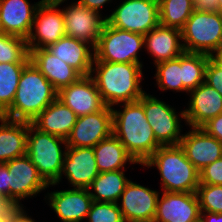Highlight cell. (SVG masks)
I'll use <instances>...</instances> for the list:
<instances>
[{"label": "cell", "mask_w": 222, "mask_h": 222, "mask_svg": "<svg viewBox=\"0 0 222 222\" xmlns=\"http://www.w3.org/2000/svg\"><path fill=\"white\" fill-rule=\"evenodd\" d=\"M119 106L122 110L112 107V133L134 160L142 165L161 146L147 122L143 96L137 101L121 103Z\"/></svg>", "instance_id": "1"}, {"label": "cell", "mask_w": 222, "mask_h": 222, "mask_svg": "<svg viewBox=\"0 0 222 222\" xmlns=\"http://www.w3.org/2000/svg\"><path fill=\"white\" fill-rule=\"evenodd\" d=\"M143 65L94 61L90 76L106 106L139 100L146 92L142 89Z\"/></svg>", "instance_id": "2"}, {"label": "cell", "mask_w": 222, "mask_h": 222, "mask_svg": "<svg viewBox=\"0 0 222 222\" xmlns=\"http://www.w3.org/2000/svg\"><path fill=\"white\" fill-rule=\"evenodd\" d=\"M58 95V91L30 61L23 69L12 105L3 117L31 122Z\"/></svg>", "instance_id": "3"}, {"label": "cell", "mask_w": 222, "mask_h": 222, "mask_svg": "<svg viewBox=\"0 0 222 222\" xmlns=\"http://www.w3.org/2000/svg\"><path fill=\"white\" fill-rule=\"evenodd\" d=\"M141 166L156 167L162 191L192 193L199 186V171L180 145L160 146Z\"/></svg>", "instance_id": "4"}, {"label": "cell", "mask_w": 222, "mask_h": 222, "mask_svg": "<svg viewBox=\"0 0 222 222\" xmlns=\"http://www.w3.org/2000/svg\"><path fill=\"white\" fill-rule=\"evenodd\" d=\"M67 147L65 139L39 131L28 122L26 154L48 184L60 178Z\"/></svg>", "instance_id": "5"}, {"label": "cell", "mask_w": 222, "mask_h": 222, "mask_svg": "<svg viewBox=\"0 0 222 222\" xmlns=\"http://www.w3.org/2000/svg\"><path fill=\"white\" fill-rule=\"evenodd\" d=\"M185 52L213 56L222 51V13L193 11L181 29Z\"/></svg>", "instance_id": "6"}, {"label": "cell", "mask_w": 222, "mask_h": 222, "mask_svg": "<svg viewBox=\"0 0 222 222\" xmlns=\"http://www.w3.org/2000/svg\"><path fill=\"white\" fill-rule=\"evenodd\" d=\"M144 48V35L104 24L96 44L94 61L142 64L139 51Z\"/></svg>", "instance_id": "7"}, {"label": "cell", "mask_w": 222, "mask_h": 222, "mask_svg": "<svg viewBox=\"0 0 222 222\" xmlns=\"http://www.w3.org/2000/svg\"><path fill=\"white\" fill-rule=\"evenodd\" d=\"M106 22L117 29L145 35L160 24L158 0H124Z\"/></svg>", "instance_id": "8"}, {"label": "cell", "mask_w": 222, "mask_h": 222, "mask_svg": "<svg viewBox=\"0 0 222 222\" xmlns=\"http://www.w3.org/2000/svg\"><path fill=\"white\" fill-rule=\"evenodd\" d=\"M143 108L156 141L161 146L179 145L183 136L180 123L182 119L185 121L184 110L178 113L171 105L149 93L143 95Z\"/></svg>", "instance_id": "9"}, {"label": "cell", "mask_w": 222, "mask_h": 222, "mask_svg": "<svg viewBox=\"0 0 222 222\" xmlns=\"http://www.w3.org/2000/svg\"><path fill=\"white\" fill-rule=\"evenodd\" d=\"M4 164L9 171V202L12 205L23 206L21 200L37 196L49 188L27 154Z\"/></svg>", "instance_id": "10"}, {"label": "cell", "mask_w": 222, "mask_h": 222, "mask_svg": "<svg viewBox=\"0 0 222 222\" xmlns=\"http://www.w3.org/2000/svg\"><path fill=\"white\" fill-rule=\"evenodd\" d=\"M59 5L43 0L38 6L27 40L29 51L47 48L66 35L62 9Z\"/></svg>", "instance_id": "11"}, {"label": "cell", "mask_w": 222, "mask_h": 222, "mask_svg": "<svg viewBox=\"0 0 222 222\" xmlns=\"http://www.w3.org/2000/svg\"><path fill=\"white\" fill-rule=\"evenodd\" d=\"M71 3L62 9L66 36L87 42L95 48L106 18L77 1Z\"/></svg>", "instance_id": "12"}, {"label": "cell", "mask_w": 222, "mask_h": 222, "mask_svg": "<svg viewBox=\"0 0 222 222\" xmlns=\"http://www.w3.org/2000/svg\"><path fill=\"white\" fill-rule=\"evenodd\" d=\"M159 195L158 191L130 180L118 203L125 222H153Z\"/></svg>", "instance_id": "13"}, {"label": "cell", "mask_w": 222, "mask_h": 222, "mask_svg": "<svg viewBox=\"0 0 222 222\" xmlns=\"http://www.w3.org/2000/svg\"><path fill=\"white\" fill-rule=\"evenodd\" d=\"M112 134V108L77 117L70 135L66 138L68 147H94Z\"/></svg>", "instance_id": "14"}, {"label": "cell", "mask_w": 222, "mask_h": 222, "mask_svg": "<svg viewBox=\"0 0 222 222\" xmlns=\"http://www.w3.org/2000/svg\"><path fill=\"white\" fill-rule=\"evenodd\" d=\"M99 173L93 147H67L60 178L49 186L60 184L64 175L70 187L88 188Z\"/></svg>", "instance_id": "15"}, {"label": "cell", "mask_w": 222, "mask_h": 222, "mask_svg": "<svg viewBox=\"0 0 222 222\" xmlns=\"http://www.w3.org/2000/svg\"><path fill=\"white\" fill-rule=\"evenodd\" d=\"M153 222H195L201 217L196 192L163 191Z\"/></svg>", "instance_id": "16"}, {"label": "cell", "mask_w": 222, "mask_h": 222, "mask_svg": "<svg viewBox=\"0 0 222 222\" xmlns=\"http://www.w3.org/2000/svg\"><path fill=\"white\" fill-rule=\"evenodd\" d=\"M57 98L71 108L77 117L101 111L106 107L90 75L81 76L76 82L61 88Z\"/></svg>", "instance_id": "17"}, {"label": "cell", "mask_w": 222, "mask_h": 222, "mask_svg": "<svg viewBox=\"0 0 222 222\" xmlns=\"http://www.w3.org/2000/svg\"><path fill=\"white\" fill-rule=\"evenodd\" d=\"M61 222H82L90 211L93 199L88 188H70L48 192L45 200Z\"/></svg>", "instance_id": "18"}, {"label": "cell", "mask_w": 222, "mask_h": 222, "mask_svg": "<svg viewBox=\"0 0 222 222\" xmlns=\"http://www.w3.org/2000/svg\"><path fill=\"white\" fill-rule=\"evenodd\" d=\"M179 145L187 159L200 171L222 157V143L201 127H190Z\"/></svg>", "instance_id": "19"}, {"label": "cell", "mask_w": 222, "mask_h": 222, "mask_svg": "<svg viewBox=\"0 0 222 222\" xmlns=\"http://www.w3.org/2000/svg\"><path fill=\"white\" fill-rule=\"evenodd\" d=\"M188 93L190 101L184 114L185 123L189 127H202L222 113V95L207 83H201Z\"/></svg>", "instance_id": "20"}, {"label": "cell", "mask_w": 222, "mask_h": 222, "mask_svg": "<svg viewBox=\"0 0 222 222\" xmlns=\"http://www.w3.org/2000/svg\"><path fill=\"white\" fill-rule=\"evenodd\" d=\"M42 1L31 5L28 0H0V32L27 39Z\"/></svg>", "instance_id": "21"}, {"label": "cell", "mask_w": 222, "mask_h": 222, "mask_svg": "<svg viewBox=\"0 0 222 222\" xmlns=\"http://www.w3.org/2000/svg\"><path fill=\"white\" fill-rule=\"evenodd\" d=\"M144 48L154 65L177 58L184 52L181 30L159 24L144 35Z\"/></svg>", "instance_id": "22"}, {"label": "cell", "mask_w": 222, "mask_h": 222, "mask_svg": "<svg viewBox=\"0 0 222 222\" xmlns=\"http://www.w3.org/2000/svg\"><path fill=\"white\" fill-rule=\"evenodd\" d=\"M46 49L73 67L81 76L91 74L95 59V50L91 44L65 35Z\"/></svg>", "instance_id": "23"}, {"label": "cell", "mask_w": 222, "mask_h": 222, "mask_svg": "<svg viewBox=\"0 0 222 222\" xmlns=\"http://www.w3.org/2000/svg\"><path fill=\"white\" fill-rule=\"evenodd\" d=\"M30 61L57 91L81 77L73 67L54 56L46 48L30 50Z\"/></svg>", "instance_id": "24"}, {"label": "cell", "mask_w": 222, "mask_h": 222, "mask_svg": "<svg viewBox=\"0 0 222 222\" xmlns=\"http://www.w3.org/2000/svg\"><path fill=\"white\" fill-rule=\"evenodd\" d=\"M77 120L74 111L56 98L30 123L39 131L66 138Z\"/></svg>", "instance_id": "25"}, {"label": "cell", "mask_w": 222, "mask_h": 222, "mask_svg": "<svg viewBox=\"0 0 222 222\" xmlns=\"http://www.w3.org/2000/svg\"><path fill=\"white\" fill-rule=\"evenodd\" d=\"M0 163L26 154L28 122L0 117Z\"/></svg>", "instance_id": "26"}, {"label": "cell", "mask_w": 222, "mask_h": 222, "mask_svg": "<svg viewBox=\"0 0 222 222\" xmlns=\"http://www.w3.org/2000/svg\"><path fill=\"white\" fill-rule=\"evenodd\" d=\"M93 150L100 173L125 170L126 164H139L113 133L94 146Z\"/></svg>", "instance_id": "27"}, {"label": "cell", "mask_w": 222, "mask_h": 222, "mask_svg": "<svg viewBox=\"0 0 222 222\" xmlns=\"http://www.w3.org/2000/svg\"><path fill=\"white\" fill-rule=\"evenodd\" d=\"M124 171L115 170L99 173L88 187L93 201L119 203L121 194L130 181L125 176Z\"/></svg>", "instance_id": "28"}, {"label": "cell", "mask_w": 222, "mask_h": 222, "mask_svg": "<svg viewBox=\"0 0 222 222\" xmlns=\"http://www.w3.org/2000/svg\"><path fill=\"white\" fill-rule=\"evenodd\" d=\"M160 25L182 29L194 11V0H158Z\"/></svg>", "instance_id": "29"}, {"label": "cell", "mask_w": 222, "mask_h": 222, "mask_svg": "<svg viewBox=\"0 0 222 222\" xmlns=\"http://www.w3.org/2000/svg\"><path fill=\"white\" fill-rule=\"evenodd\" d=\"M29 62L0 63V114L2 115L14 100L19 78Z\"/></svg>", "instance_id": "30"}, {"label": "cell", "mask_w": 222, "mask_h": 222, "mask_svg": "<svg viewBox=\"0 0 222 222\" xmlns=\"http://www.w3.org/2000/svg\"><path fill=\"white\" fill-rule=\"evenodd\" d=\"M210 57L200 53H182L183 92L188 93L205 82V69Z\"/></svg>", "instance_id": "31"}, {"label": "cell", "mask_w": 222, "mask_h": 222, "mask_svg": "<svg viewBox=\"0 0 222 222\" xmlns=\"http://www.w3.org/2000/svg\"><path fill=\"white\" fill-rule=\"evenodd\" d=\"M155 82L160 90L183 91L182 54L174 59L156 64Z\"/></svg>", "instance_id": "32"}, {"label": "cell", "mask_w": 222, "mask_h": 222, "mask_svg": "<svg viewBox=\"0 0 222 222\" xmlns=\"http://www.w3.org/2000/svg\"><path fill=\"white\" fill-rule=\"evenodd\" d=\"M30 62L27 40L0 32V63Z\"/></svg>", "instance_id": "33"}, {"label": "cell", "mask_w": 222, "mask_h": 222, "mask_svg": "<svg viewBox=\"0 0 222 222\" xmlns=\"http://www.w3.org/2000/svg\"><path fill=\"white\" fill-rule=\"evenodd\" d=\"M196 194L201 212L222 213V185L199 184Z\"/></svg>", "instance_id": "34"}, {"label": "cell", "mask_w": 222, "mask_h": 222, "mask_svg": "<svg viewBox=\"0 0 222 222\" xmlns=\"http://www.w3.org/2000/svg\"><path fill=\"white\" fill-rule=\"evenodd\" d=\"M85 220L88 222H125L118 203L93 201Z\"/></svg>", "instance_id": "35"}, {"label": "cell", "mask_w": 222, "mask_h": 222, "mask_svg": "<svg viewBox=\"0 0 222 222\" xmlns=\"http://www.w3.org/2000/svg\"><path fill=\"white\" fill-rule=\"evenodd\" d=\"M199 184L222 185V157L199 171Z\"/></svg>", "instance_id": "36"}, {"label": "cell", "mask_w": 222, "mask_h": 222, "mask_svg": "<svg viewBox=\"0 0 222 222\" xmlns=\"http://www.w3.org/2000/svg\"><path fill=\"white\" fill-rule=\"evenodd\" d=\"M205 83L222 95V66L210 57L205 69Z\"/></svg>", "instance_id": "37"}, {"label": "cell", "mask_w": 222, "mask_h": 222, "mask_svg": "<svg viewBox=\"0 0 222 222\" xmlns=\"http://www.w3.org/2000/svg\"><path fill=\"white\" fill-rule=\"evenodd\" d=\"M201 128L222 143V113L210 119Z\"/></svg>", "instance_id": "38"}, {"label": "cell", "mask_w": 222, "mask_h": 222, "mask_svg": "<svg viewBox=\"0 0 222 222\" xmlns=\"http://www.w3.org/2000/svg\"><path fill=\"white\" fill-rule=\"evenodd\" d=\"M0 194L9 201V171L4 163H0Z\"/></svg>", "instance_id": "39"}, {"label": "cell", "mask_w": 222, "mask_h": 222, "mask_svg": "<svg viewBox=\"0 0 222 222\" xmlns=\"http://www.w3.org/2000/svg\"><path fill=\"white\" fill-rule=\"evenodd\" d=\"M23 206H14L10 212V222H36L23 209Z\"/></svg>", "instance_id": "40"}, {"label": "cell", "mask_w": 222, "mask_h": 222, "mask_svg": "<svg viewBox=\"0 0 222 222\" xmlns=\"http://www.w3.org/2000/svg\"><path fill=\"white\" fill-rule=\"evenodd\" d=\"M195 11L217 12L218 0H194Z\"/></svg>", "instance_id": "41"}, {"label": "cell", "mask_w": 222, "mask_h": 222, "mask_svg": "<svg viewBox=\"0 0 222 222\" xmlns=\"http://www.w3.org/2000/svg\"><path fill=\"white\" fill-rule=\"evenodd\" d=\"M81 5L86 6L88 9L97 11L100 13L101 7L105 4L112 2V0H77Z\"/></svg>", "instance_id": "42"}, {"label": "cell", "mask_w": 222, "mask_h": 222, "mask_svg": "<svg viewBox=\"0 0 222 222\" xmlns=\"http://www.w3.org/2000/svg\"><path fill=\"white\" fill-rule=\"evenodd\" d=\"M203 222H222V213L201 212Z\"/></svg>", "instance_id": "43"}, {"label": "cell", "mask_w": 222, "mask_h": 222, "mask_svg": "<svg viewBox=\"0 0 222 222\" xmlns=\"http://www.w3.org/2000/svg\"><path fill=\"white\" fill-rule=\"evenodd\" d=\"M14 205H12L4 196L0 194V215H10Z\"/></svg>", "instance_id": "44"}, {"label": "cell", "mask_w": 222, "mask_h": 222, "mask_svg": "<svg viewBox=\"0 0 222 222\" xmlns=\"http://www.w3.org/2000/svg\"><path fill=\"white\" fill-rule=\"evenodd\" d=\"M212 57L222 66V51Z\"/></svg>", "instance_id": "45"}, {"label": "cell", "mask_w": 222, "mask_h": 222, "mask_svg": "<svg viewBox=\"0 0 222 222\" xmlns=\"http://www.w3.org/2000/svg\"><path fill=\"white\" fill-rule=\"evenodd\" d=\"M46 1L59 6L62 5V3H64L65 1L67 2V0H46Z\"/></svg>", "instance_id": "46"}, {"label": "cell", "mask_w": 222, "mask_h": 222, "mask_svg": "<svg viewBox=\"0 0 222 222\" xmlns=\"http://www.w3.org/2000/svg\"><path fill=\"white\" fill-rule=\"evenodd\" d=\"M0 222H10V215H0Z\"/></svg>", "instance_id": "47"}, {"label": "cell", "mask_w": 222, "mask_h": 222, "mask_svg": "<svg viewBox=\"0 0 222 222\" xmlns=\"http://www.w3.org/2000/svg\"><path fill=\"white\" fill-rule=\"evenodd\" d=\"M218 11L222 13V0H218Z\"/></svg>", "instance_id": "48"}]
</instances>
